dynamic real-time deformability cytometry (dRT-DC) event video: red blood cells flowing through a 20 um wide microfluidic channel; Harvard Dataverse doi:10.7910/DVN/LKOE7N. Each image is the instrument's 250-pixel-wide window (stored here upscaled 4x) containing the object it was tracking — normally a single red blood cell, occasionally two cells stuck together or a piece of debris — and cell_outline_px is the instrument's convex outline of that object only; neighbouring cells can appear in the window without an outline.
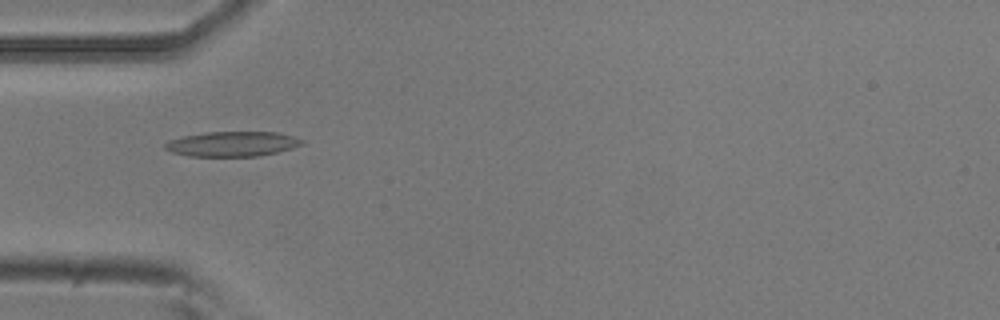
{"species": "common noctule bat (a hibernating species)", "species_latin": "Nyctalus noctula", "temperature_condition": "room temperature", "stored_images_in_passage": 53, "camera_frame_rate_fps": 3000, "um_per_image_px": 0.085, "animal": {"sex": "male", "body_mass_g": 20.5, "forearm_length_mm": 52.5}, "frame": {"image": 1, "passage_image": 16, "time_ms": 5.0, "image_size_px": [1000, 320], "cell_outline_px": [[304, 144], [292, 148], [260, 156], [188, 156], [172, 152], [164, 148], [164, 144], [168, 140], [184, 136], [204, 132], [276, 132], [292, 136], [304, 140]], "centroid_in_image_um": [19.74, 12.23], "position_along_channel_um": 65.3, "area_um2": 19.88}}
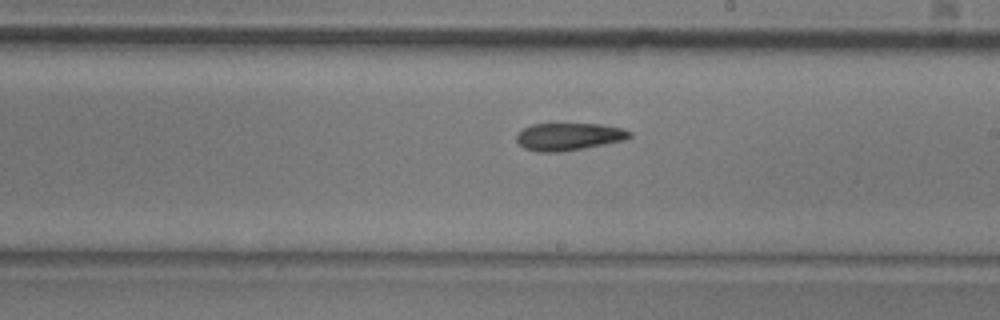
{"frame": {"image": 2, "passage_image": 30, "time_ms": 9.667, "image_size_px": [1000, 320], "cell_outline_px": [[632, 136], [624, 140], [604, 144], [560, 152], [536, 152], [524, 148], [516, 140], [516, 132], [532, 124], [600, 124], [624, 128], [632, 132]], "centroid_in_image_um": [48.33, 11.61], "position_along_channel_um": 240.7, "area_um2": 18.15}}
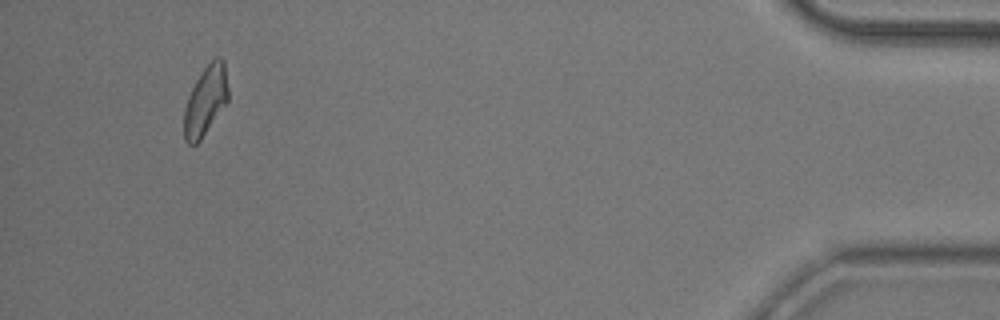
{"frame": {"image": 3, "passage_image": 50, "time_ms": 16.333, "image_size_px": [1000, 320], "cell_outline_px": [[228, 100], [200, 140], [196, 144], [188, 144], [184, 140], [184, 108], [188, 96], [200, 72], [216, 56], [220, 56], [224, 60], [228, 88]], "centroid_in_image_um": [17.47, 8.53], "position_along_channel_um": 417.7, "area_um2": 17.74}, "authors_computed_cell_mechanics": {"area_um2": 18.5538, "velocity_mm_per_s": 3.7574, "shape_relaxation_time_tau1_ms": null, "shape_relaxation_time_tau2_ms": 8.0843, "deformation_change_tau1": null, "deformation_change_tau2": 0.1872}}